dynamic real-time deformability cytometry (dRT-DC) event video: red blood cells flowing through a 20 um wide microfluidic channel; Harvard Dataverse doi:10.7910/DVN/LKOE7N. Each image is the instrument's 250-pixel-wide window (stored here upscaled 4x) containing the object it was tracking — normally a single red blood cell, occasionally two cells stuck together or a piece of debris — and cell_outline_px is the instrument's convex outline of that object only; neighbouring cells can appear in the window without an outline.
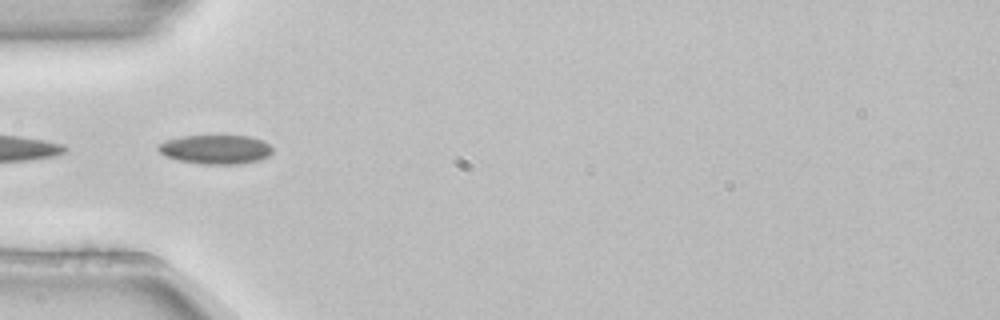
{"species": "common noctule bat (a hibernating species)", "species_latin": "Nyctalus noctula", "temperature_condition": "room temperature", "stored_images_in_passage": 17, "segment_of_instrument_passage": [2, 2], "camera_frame_rate_fps": 3000, "um_per_image_px": 0.085, "animal": {"sex": "female", "body_mass_g": 22.7, "forearm_length_mm": 54.2}, "frame": {"image": 1, "passage_image": 14, "time_ms": 4.333, "image_size_px": [1000, 320], "cell_outline_px": [[272, 152], [268, 156], [260, 160], [240, 164], [204, 164], [180, 160], [164, 156], [156, 148], [164, 140], [180, 136], [252, 136], [264, 140], [272, 148]], "centroid_in_image_um": [18.34, 12.69], "position_along_channel_um": 66.7, "area_um2": 19.48}}